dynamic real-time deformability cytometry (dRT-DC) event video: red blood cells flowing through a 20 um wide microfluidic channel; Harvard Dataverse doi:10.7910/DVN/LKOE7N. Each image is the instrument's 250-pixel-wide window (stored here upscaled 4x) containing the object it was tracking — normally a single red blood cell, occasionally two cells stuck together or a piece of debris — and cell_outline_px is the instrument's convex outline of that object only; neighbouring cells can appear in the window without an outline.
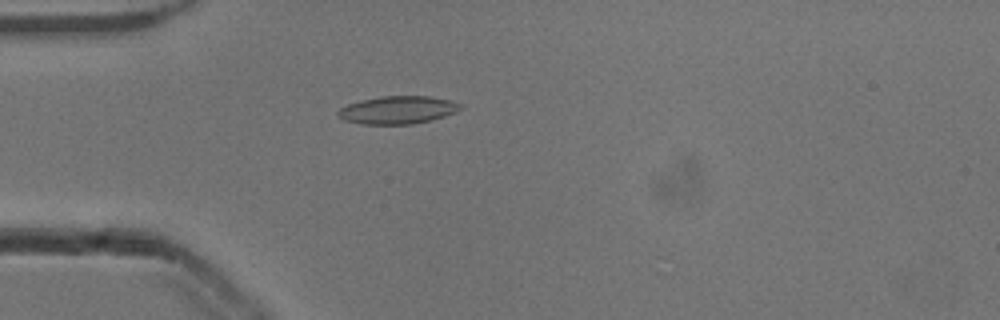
{"species": "common noctule bat (a hibernating species)", "species_latin": "Nyctalus noctula", "temperature_condition": "cold", "stored_images_in_passage": 53, "camera_frame_rate_fps": 3000, "um_per_image_px": 0.085, "animal": {"sex": "male", "body_mass_g": 13.3}, "frame": {"image": 1, "passage_image": 15, "time_ms": 4.667, "image_size_px": [1000, 320], "cell_outline_px": [[464, 108], [456, 112], [432, 120], [412, 124], [364, 124], [344, 120], [336, 116], [336, 112], [340, 108], [348, 104], [360, 100], [380, 96], [428, 96], [448, 100], [464, 104]], "centroid_in_image_um": [33.81, 9.34], "position_along_channel_um": 51.2, "area_um2": 20.0}}
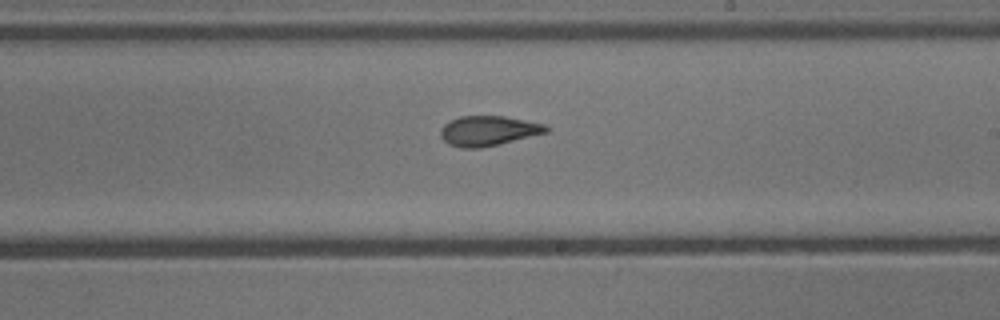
{"frame": {"image": 2, "passage_image": 31, "time_ms": 10.0, "image_size_px": [1000, 320], "cell_outline_px": [[548, 132], [500, 144], [480, 148], [460, 148], [448, 144], [440, 136], [440, 128], [444, 124], [460, 116], [504, 116], [544, 124], [548, 128]], "centroid_in_image_um": [41.47, 11.13], "position_along_channel_um": 247.5, "area_um2": 18.38}}
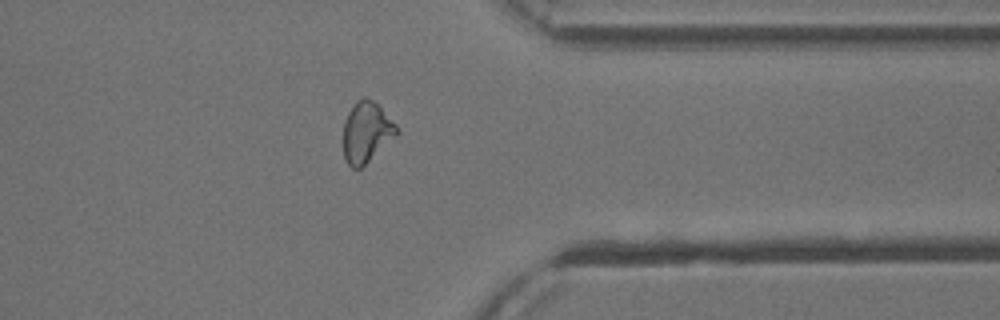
{"frame": {"image": 3, "passage_image": 42, "time_ms": 13.667, "image_size_px": [1000, 320], "cell_outline_px": [[400, 132], [396, 136], [360, 168], [352, 168], [344, 160], [344, 120], [348, 112], [356, 100], [364, 96], [372, 100], [396, 124]], "centroid_in_image_um": [31.14, 11.22], "position_along_channel_um": 380.3, "area_um2": 18.67}, "authors_computed_cell_mechanics": {"area_um2": 19.1896, "velocity_mm_per_s": 3.8609, "shape_relaxation_time_tau1_ms": 5.5814, "shape_relaxation_time_tau2_ms": 1.769, "deformation_change_tau1": 0.1452, "deformation_change_tau2": 0.0727}}